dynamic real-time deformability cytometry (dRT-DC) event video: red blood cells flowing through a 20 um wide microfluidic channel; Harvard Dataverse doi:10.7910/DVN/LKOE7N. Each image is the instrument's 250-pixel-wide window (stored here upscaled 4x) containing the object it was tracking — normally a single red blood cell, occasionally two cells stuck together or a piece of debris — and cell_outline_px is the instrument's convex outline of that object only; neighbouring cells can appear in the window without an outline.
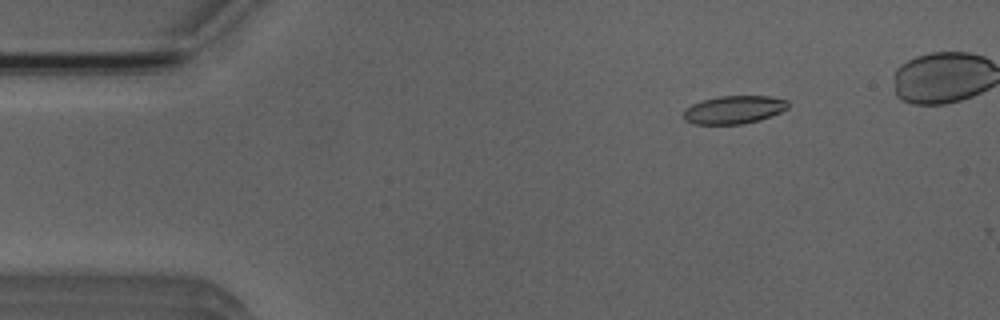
{"species": "Egyptian fruit bat (a non-hibernating species)", "species_latin": "Rousettus aegyptiacus", "temperature_condition": "room temperature", "stored_images_in_passage": 10, "camera_frame_rate_fps": 3000, "um_per_image_px": 0.085, "animal": {"sex": "male"}, "frame": {"image": 1, "passage_image": 7, "time_ms": 2.0, "image_size_px": [1000, 320], "cell_outline_px": [[788, 108], [780, 112], [760, 120], [744, 124], [692, 124], [684, 120], [684, 108], [692, 104], [704, 100], [720, 96], [772, 96], [788, 100]], "centroid_in_image_um": [62.38, 9.33], "position_along_channel_um": 22.6, "area_um2": 17.17}}